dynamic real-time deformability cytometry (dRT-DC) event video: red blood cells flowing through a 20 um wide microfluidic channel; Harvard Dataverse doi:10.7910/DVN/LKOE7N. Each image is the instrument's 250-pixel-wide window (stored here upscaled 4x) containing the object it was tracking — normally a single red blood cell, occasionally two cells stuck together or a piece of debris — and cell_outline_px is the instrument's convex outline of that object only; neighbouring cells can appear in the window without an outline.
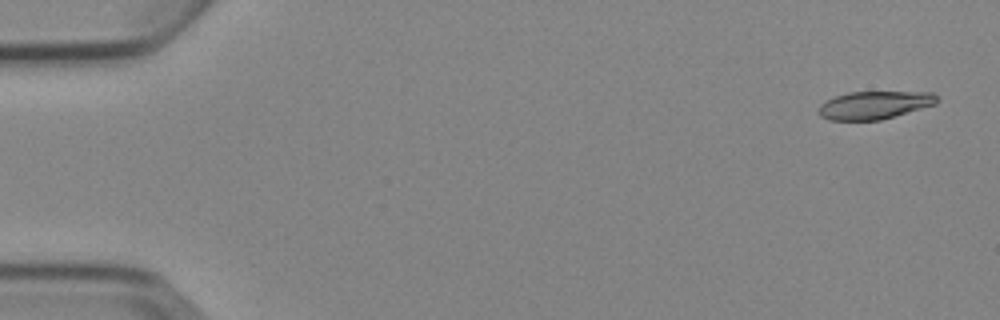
{"species": "Egyptian fruit bat (a non-hibernating species)", "species_latin": "Rousettus aegyptiacus", "temperature_condition": "cold", "stored_images_in_passage": 5, "camera_frame_rate_fps": 3000, "um_per_image_px": 0.085, "animal": {"sex": "female"}, "frame": {"image": 1, "passage_image": 1, "time_ms": 0.0, "image_size_px": [1000, 320], "cell_outline_px": [[940, 100], [936, 104], [880, 120], [828, 120], [820, 116], [816, 112], [820, 104], [836, 96], [848, 92], [932, 92]], "centroid_in_image_um": [74.31, 8.93], "position_along_channel_um": 10.7, "area_um2": 19.25}}
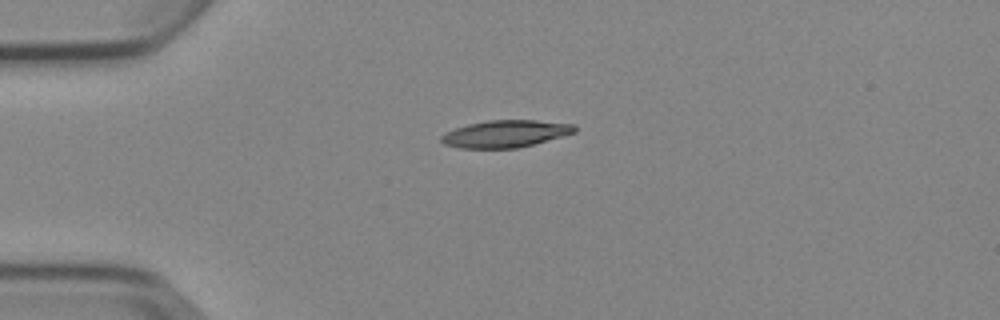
{"frame": {"image": 2, "passage_image": 4, "time_ms": 3.667, "image_size_px": [1000, 320], "cell_outline_px": [[576, 132], [532, 144], [516, 148], [460, 148], [444, 144], [440, 140], [440, 136], [444, 132], [468, 124], [488, 120], [536, 120], [576, 124]], "centroid_in_image_um": [42.94, 11.36], "position_along_channel_um": 42.1, "area_um2": 21.04}}